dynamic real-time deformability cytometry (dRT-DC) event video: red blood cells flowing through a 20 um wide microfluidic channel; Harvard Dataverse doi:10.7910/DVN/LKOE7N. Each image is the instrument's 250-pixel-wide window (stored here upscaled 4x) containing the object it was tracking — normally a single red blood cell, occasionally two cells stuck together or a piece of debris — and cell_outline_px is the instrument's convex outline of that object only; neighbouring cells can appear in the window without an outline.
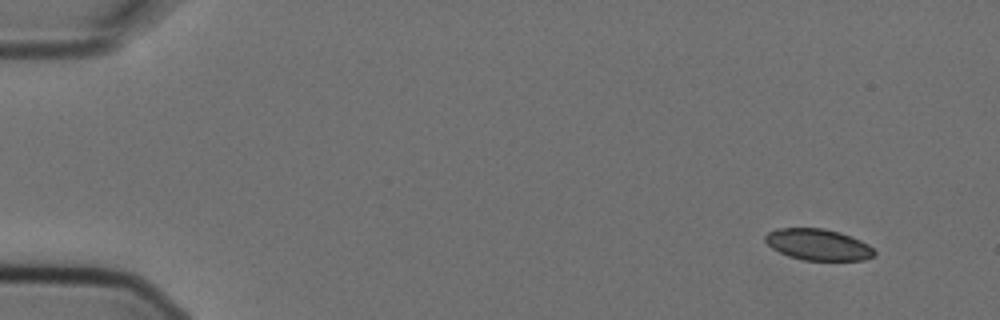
{"species": "Egyptian fruit bat (a non-hibernating species)", "species_latin": "Rousettus aegyptiacus", "temperature_condition": "cold", "stored_images_in_passage": 8, "camera_frame_rate_fps": 3000, "um_per_image_px": 0.085, "animal": {"sex": "female"}, "frame": {"image": 1, "passage_image": 1, "time_ms": 0.0, "image_size_px": [1000, 320], "cell_outline_px": [[876, 256], [864, 260], [804, 260], [788, 256], [772, 248], [764, 240], [764, 236], [768, 232], [776, 228], [824, 228], [840, 232], [852, 236], [868, 244], [876, 252]], "centroid_in_image_um": [69.55, 20.78], "position_along_channel_um": 15.5, "area_um2": 20.06}}
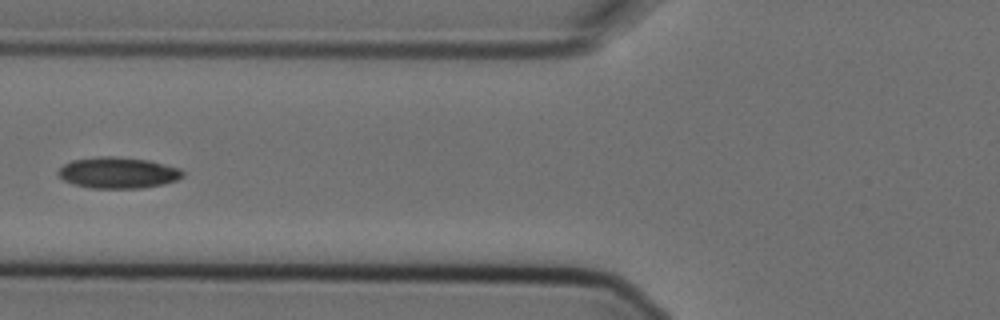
{"frame": {"image": 2, "passage_image": 6, "time_ms": 1.667, "image_size_px": [1000, 320], "cell_outline_px": [[184, 176], [176, 180], [164, 184], [140, 188], [88, 188], [72, 184], [64, 180], [56, 172], [64, 164], [72, 160], [100, 156], [112, 156], [148, 160], [180, 168], [184, 172]], "centroid_in_image_um": [10.02, 14.68], "position_along_channel_um": 115.8, "area_um2": 22.66}}
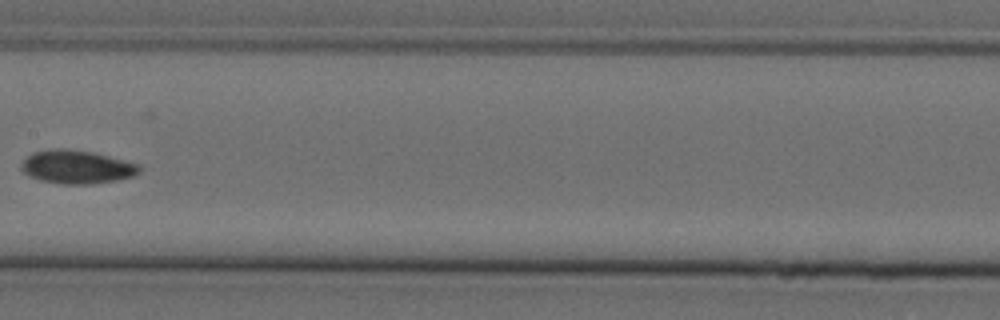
{"frame": {"image": 3, "passage_image": 8, "time_ms": 2.333, "image_size_px": [1000, 320], "cell_outline_px": [[140, 172], [132, 176], [116, 180], [92, 184], [60, 184], [40, 180], [28, 176], [20, 168], [20, 164], [32, 152], [52, 148], [68, 148], [92, 152], [140, 164]], "centroid_in_image_um": [6.49, 14.18], "position_along_channel_um": 200.9, "area_um2": 23.12}}